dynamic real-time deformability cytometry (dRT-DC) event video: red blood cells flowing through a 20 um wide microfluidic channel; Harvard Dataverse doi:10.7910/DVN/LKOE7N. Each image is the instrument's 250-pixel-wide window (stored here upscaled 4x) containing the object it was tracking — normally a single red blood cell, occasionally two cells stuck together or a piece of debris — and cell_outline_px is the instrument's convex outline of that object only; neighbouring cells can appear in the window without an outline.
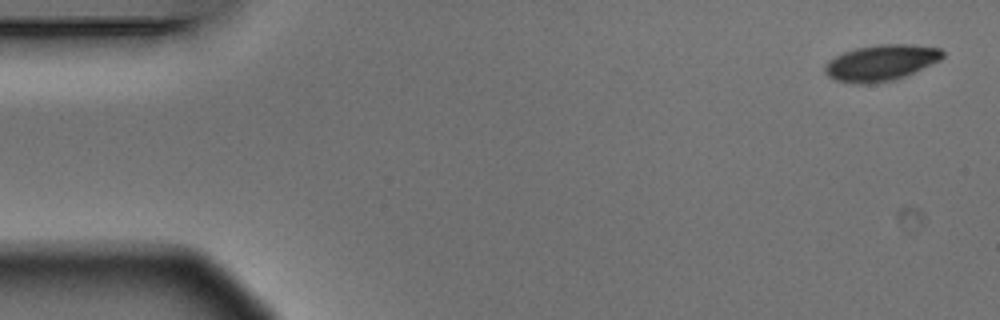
{"species": "Egyptian fruit bat (a non-hibernating species)", "species_latin": "Rousettus aegyptiacus", "temperature_condition": "warm", "stored_images_in_passage": 4, "camera_frame_rate_fps": 3000, "um_per_image_px": 0.085, "animal": {"sex": "male"}, "frame": {"image": 1, "passage_image": 1, "time_ms": 0.0, "image_size_px": [1000, 320], "cell_outline_px": [[944, 56], [940, 60], [932, 64], [896, 80], [868, 84], [856, 84], [836, 80], [828, 76], [824, 72], [824, 68], [828, 60], [844, 52], [856, 48], [880, 44], [908, 44], [940, 48], [944, 52]], "centroid_in_image_um": [74.88, 5.34], "position_along_channel_um": 10.1, "area_um2": 24.74}}
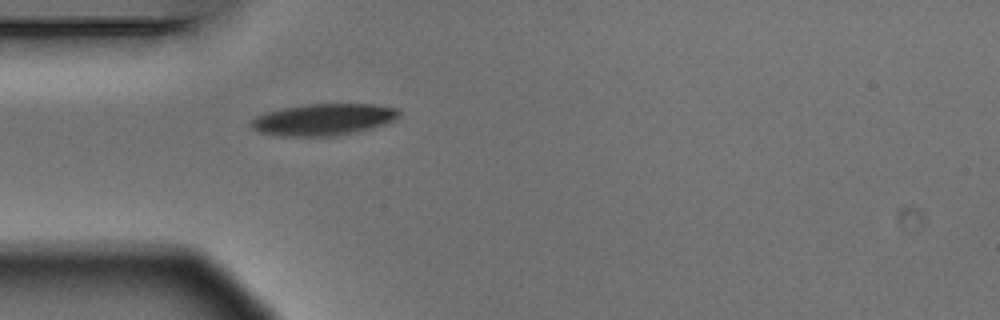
{"frame": {"image": 2, "passage_image": 4, "time_ms": 1.0, "image_size_px": [1000, 320], "cell_outline_px": [[400, 116], [384, 124], [372, 128], [356, 132], [332, 136], [280, 136], [260, 132], [252, 128], [252, 120], [256, 116], [264, 112], [280, 108], [304, 104], [372, 104], [396, 108], [400, 112]], "centroid_in_image_um": [27.47, 10.15], "position_along_channel_um": 57.5, "area_um2": 27.28}}